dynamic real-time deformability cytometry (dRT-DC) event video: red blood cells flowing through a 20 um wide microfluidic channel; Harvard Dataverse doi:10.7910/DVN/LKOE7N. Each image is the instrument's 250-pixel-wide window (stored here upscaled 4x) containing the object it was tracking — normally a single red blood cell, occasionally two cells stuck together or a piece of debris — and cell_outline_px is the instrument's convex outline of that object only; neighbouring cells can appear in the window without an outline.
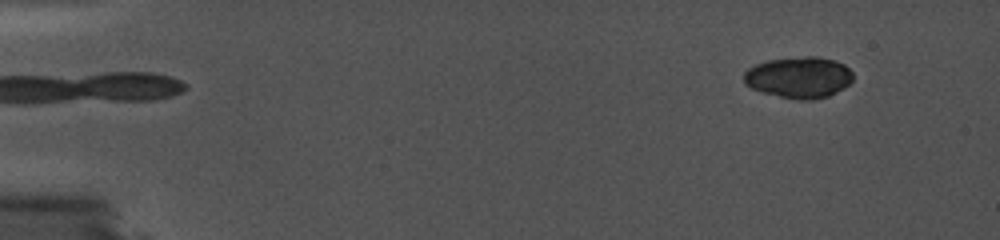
{"species": "common noctule bat (a hibernating species)", "species_latin": "Nyctalus noctula", "temperature_condition": "cold", "stored_images_in_passage": 21, "camera_frame_rate_fps": 5000, "um_per_image_px": 0.085, "animal": {"sex": "female", "body_mass_g": 19.0, "forearm_length_mm": 56.7}, "frame": {"image": 1, "passage_image": 4, "time_ms": 0.6, "image_size_px": [1000, 240], "cell_outline_px": [[852, 80], [848, 84], [836, 92], [828, 96], [812, 100], [800, 100], [780, 96], [764, 92], [752, 88], [744, 84], [744, 72], [748, 68], [756, 64], [768, 60], [804, 56], [816, 56], [836, 60], [844, 64], [852, 72]], "centroid_in_image_um": [67.91, 6.56], "position_along_channel_um": 17.1, "area_um2": 26.18}}